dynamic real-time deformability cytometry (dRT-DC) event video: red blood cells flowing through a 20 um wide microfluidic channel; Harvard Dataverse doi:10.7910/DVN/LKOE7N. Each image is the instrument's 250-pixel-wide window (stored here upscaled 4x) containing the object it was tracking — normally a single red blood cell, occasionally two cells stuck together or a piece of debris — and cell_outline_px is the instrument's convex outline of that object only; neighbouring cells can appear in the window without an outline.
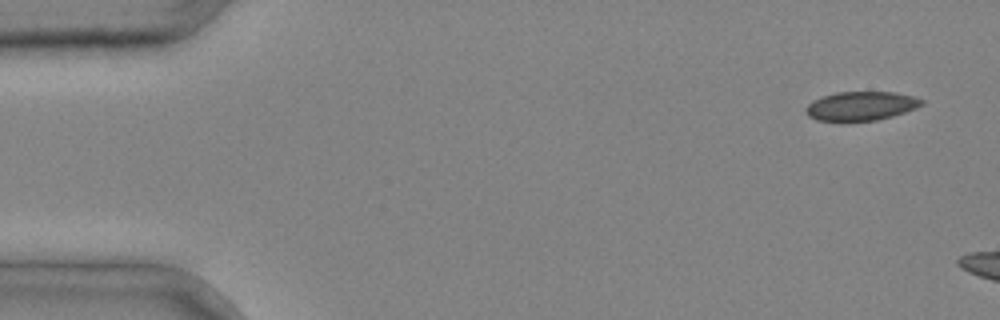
{"species": "common noctule bat (a hibernating species)", "species_latin": "Nyctalus noctula", "temperature_condition": "cold", "stored_images_in_passage": 3, "camera_frame_rate_fps": 3000, "um_per_image_px": 0.085, "animal": {"sex": "male", "body_mass_g": 20.4}, "frame": {"image": 1, "passage_image": 1, "time_ms": 0.0, "image_size_px": [1000, 320], "cell_outline_px": [[924, 104], [916, 108], [892, 116], [876, 120], [844, 124], [840, 124], [816, 120], [808, 116], [804, 108], [812, 100], [836, 92], [896, 92], [916, 96], [924, 100]], "centroid_in_image_um": [73.15, 9.05], "position_along_channel_um": 11.9, "area_um2": 20.4}}